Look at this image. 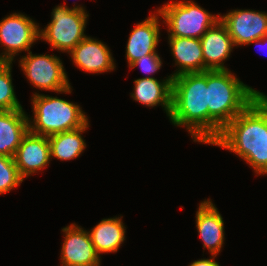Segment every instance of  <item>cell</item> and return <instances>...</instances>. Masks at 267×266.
<instances>
[{"label": "cell", "mask_w": 267, "mask_h": 266, "mask_svg": "<svg viewBox=\"0 0 267 266\" xmlns=\"http://www.w3.org/2000/svg\"><path fill=\"white\" fill-rule=\"evenodd\" d=\"M211 145L235 153L256 175H267V95L258 96Z\"/></svg>", "instance_id": "cell-1"}, {"label": "cell", "mask_w": 267, "mask_h": 266, "mask_svg": "<svg viewBox=\"0 0 267 266\" xmlns=\"http://www.w3.org/2000/svg\"><path fill=\"white\" fill-rule=\"evenodd\" d=\"M231 70H207L208 144L263 92L244 84Z\"/></svg>", "instance_id": "cell-2"}, {"label": "cell", "mask_w": 267, "mask_h": 266, "mask_svg": "<svg viewBox=\"0 0 267 266\" xmlns=\"http://www.w3.org/2000/svg\"><path fill=\"white\" fill-rule=\"evenodd\" d=\"M169 120L185 127L194 142L208 144L207 71L173 77Z\"/></svg>", "instance_id": "cell-3"}, {"label": "cell", "mask_w": 267, "mask_h": 266, "mask_svg": "<svg viewBox=\"0 0 267 266\" xmlns=\"http://www.w3.org/2000/svg\"><path fill=\"white\" fill-rule=\"evenodd\" d=\"M32 117L28 115L29 132L49 137L85 126L88 116L77 103L34 92L31 98Z\"/></svg>", "instance_id": "cell-4"}, {"label": "cell", "mask_w": 267, "mask_h": 266, "mask_svg": "<svg viewBox=\"0 0 267 266\" xmlns=\"http://www.w3.org/2000/svg\"><path fill=\"white\" fill-rule=\"evenodd\" d=\"M82 5L69 8L65 4L55 6L51 12V21L39 29L40 40L50 45L52 50L69 53L80 41L87 37L84 34L89 15Z\"/></svg>", "instance_id": "cell-5"}, {"label": "cell", "mask_w": 267, "mask_h": 266, "mask_svg": "<svg viewBox=\"0 0 267 266\" xmlns=\"http://www.w3.org/2000/svg\"><path fill=\"white\" fill-rule=\"evenodd\" d=\"M167 26L168 37L200 39L219 20L220 14H212L194 0L170 1L157 9Z\"/></svg>", "instance_id": "cell-6"}, {"label": "cell", "mask_w": 267, "mask_h": 266, "mask_svg": "<svg viewBox=\"0 0 267 266\" xmlns=\"http://www.w3.org/2000/svg\"><path fill=\"white\" fill-rule=\"evenodd\" d=\"M19 58V67L33 88L57 93H72L67 73L62 60L55 54H32Z\"/></svg>", "instance_id": "cell-7"}, {"label": "cell", "mask_w": 267, "mask_h": 266, "mask_svg": "<svg viewBox=\"0 0 267 266\" xmlns=\"http://www.w3.org/2000/svg\"><path fill=\"white\" fill-rule=\"evenodd\" d=\"M35 20L23 13H12L0 21V62H13L19 53L29 52L40 40L39 27Z\"/></svg>", "instance_id": "cell-8"}, {"label": "cell", "mask_w": 267, "mask_h": 266, "mask_svg": "<svg viewBox=\"0 0 267 266\" xmlns=\"http://www.w3.org/2000/svg\"><path fill=\"white\" fill-rule=\"evenodd\" d=\"M235 47L247 45L267 35V12L252 9H233L220 14Z\"/></svg>", "instance_id": "cell-9"}, {"label": "cell", "mask_w": 267, "mask_h": 266, "mask_svg": "<svg viewBox=\"0 0 267 266\" xmlns=\"http://www.w3.org/2000/svg\"><path fill=\"white\" fill-rule=\"evenodd\" d=\"M64 241L60 253L61 266H101L90 234L82 226L72 223L61 229Z\"/></svg>", "instance_id": "cell-10"}, {"label": "cell", "mask_w": 267, "mask_h": 266, "mask_svg": "<svg viewBox=\"0 0 267 266\" xmlns=\"http://www.w3.org/2000/svg\"><path fill=\"white\" fill-rule=\"evenodd\" d=\"M68 55L77 68L87 73L103 74L116 69L109 47L91 36L80 41Z\"/></svg>", "instance_id": "cell-11"}, {"label": "cell", "mask_w": 267, "mask_h": 266, "mask_svg": "<svg viewBox=\"0 0 267 266\" xmlns=\"http://www.w3.org/2000/svg\"><path fill=\"white\" fill-rule=\"evenodd\" d=\"M14 161L24 179L43 171L51 161L48 137L28 131L17 148Z\"/></svg>", "instance_id": "cell-12"}, {"label": "cell", "mask_w": 267, "mask_h": 266, "mask_svg": "<svg viewBox=\"0 0 267 266\" xmlns=\"http://www.w3.org/2000/svg\"><path fill=\"white\" fill-rule=\"evenodd\" d=\"M160 17L161 13L156 10L142 22L134 25L125 47L128 66L143 56L158 54L156 48L160 41Z\"/></svg>", "instance_id": "cell-13"}, {"label": "cell", "mask_w": 267, "mask_h": 266, "mask_svg": "<svg viewBox=\"0 0 267 266\" xmlns=\"http://www.w3.org/2000/svg\"><path fill=\"white\" fill-rule=\"evenodd\" d=\"M195 218L203 247L211 255H219L225 241L224 220L210 198L199 203Z\"/></svg>", "instance_id": "cell-14"}, {"label": "cell", "mask_w": 267, "mask_h": 266, "mask_svg": "<svg viewBox=\"0 0 267 266\" xmlns=\"http://www.w3.org/2000/svg\"><path fill=\"white\" fill-rule=\"evenodd\" d=\"M204 57V71L228 70L224 65L235 47L226 26L219 20L200 38Z\"/></svg>", "instance_id": "cell-15"}, {"label": "cell", "mask_w": 267, "mask_h": 266, "mask_svg": "<svg viewBox=\"0 0 267 266\" xmlns=\"http://www.w3.org/2000/svg\"><path fill=\"white\" fill-rule=\"evenodd\" d=\"M172 79L171 75L160 81L155 77L138 78L134 80V88L130 96L145 107L161 106L167 117H170L172 111Z\"/></svg>", "instance_id": "cell-16"}, {"label": "cell", "mask_w": 267, "mask_h": 266, "mask_svg": "<svg viewBox=\"0 0 267 266\" xmlns=\"http://www.w3.org/2000/svg\"><path fill=\"white\" fill-rule=\"evenodd\" d=\"M172 57L178 69L173 77L186 73L204 72V57L200 39L188 37H168Z\"/></svg>", "instance_id": "cell-17"}, {"label": "cell", "mask_w": 267, "mask_h": 266, "mask_svg": "<svg viewBox=\"0 0 267 266\" xmlns=\"http://www.w3.org/2000/svg\"><path fill=\"white\" fill-rule=\"evenodd\" d=\"M28 131V114L24 109L0 111V154L14 157Z\"/></svg>", "instance_id": "cell-18"}, {"label": "cell", "mask_w": 267, "mask_h": 266, "mask_svg": "<svg viewBox=\"0 0 267 266\" xmlns=\"http://www.w3.org/2000/svg\"><path fill=\"white\" fill-rule=\"evenodd\" d=\"M122 218L123 216L104 218L88 231L99 256L116 253L126 240V226Z\"/></svg>", "instance_id": "cell-19"}, {"label": "cell", "mask_w": 267, "mask_h": 266, "mask_svg": "<svg viewBox=\"0 0 267 266\" xmlns=\"http://www.w3.org/2000/svg\"><path fill=\"white\" fill-rule=\"evenodd\" d=\"M89 122L74 130L57 133L48 137L52 158L70 161L78 158L86 149V142L82 136L89 128Z\"/></svg>", "instance_id": "cell-20"}, {"label": "cell", "mask_w": 267, "mask_h": 266, "mask_svg": "<svg viewBox=\"0 0 267 266\" xmlns=\"http://www.w3.org/2000/svg\"><path fill=\"white\" fill-rule=\"evenodd\" d=\"M12 62H0V111L23 109L12 83Z\"/></svg>", "instance_id": "cell-21"}, {"label": "cell", "mask_w": 267, "mask_h": 266, "mask_svg": "<svg viewBox=\"0 0 267 266\" xmlns=\"http://www.w3.org/2000/svg\"><path fill=\"white\" fill-rule=\"evenodd\" d=\"M24 178L20 175L14 157L0 154V195L20 186Z\"/></svg>", "instance_id": "cell-22"}, {"label": "cell", "mask_w": 267, "mask_h": 266, "mask_svg": "<svg viewBox=\"0 0 267 266\" xmlns=\"http://www.w3.org/2000/svg\"><path fill=\"white\" fill-rule=\"evenodd\" d=\"M162 64V58L159 54H148L137 59L128 67H130V69H133L139 66L145 74H149V76H146V78H152V75H155V73L161 69Z\"/></svg>", "instance_id": "cell-23"}, {"label": "cell", "mask_w": 267, "mask_h": 266, "mask_svg": "<svg viewBox=\"0 0 267 266\" xmlns=\"http://www.w3.org/2000/svg\"><path fill=\"white\" fill-rule=\"evenodd\" d=\"M216 256L211 255L210 258H201L199 260H195L191 262L189 266H221L219 263L215 260Z\"/></svg>", "instance_id": "cell-24"}, {"label": "cell", "mask_w": 267, "mask_h": 266, "mask_svg": "<svg viewBox=\"0 0 267 266\" xmlns=\"http://www.w3.org/2000/svg\"><path fill=\"white\" fill-rule=\"evenodd\" d=\"M254 43L257 44V45L259 44V46L262 45V44L263 45H265V44L267 45V35L263 36L261 39H258V40H255L253 42H250L247 45H251V44H254Z\"/></svg>", "instance_id": "cell-25"}]
</instances>
